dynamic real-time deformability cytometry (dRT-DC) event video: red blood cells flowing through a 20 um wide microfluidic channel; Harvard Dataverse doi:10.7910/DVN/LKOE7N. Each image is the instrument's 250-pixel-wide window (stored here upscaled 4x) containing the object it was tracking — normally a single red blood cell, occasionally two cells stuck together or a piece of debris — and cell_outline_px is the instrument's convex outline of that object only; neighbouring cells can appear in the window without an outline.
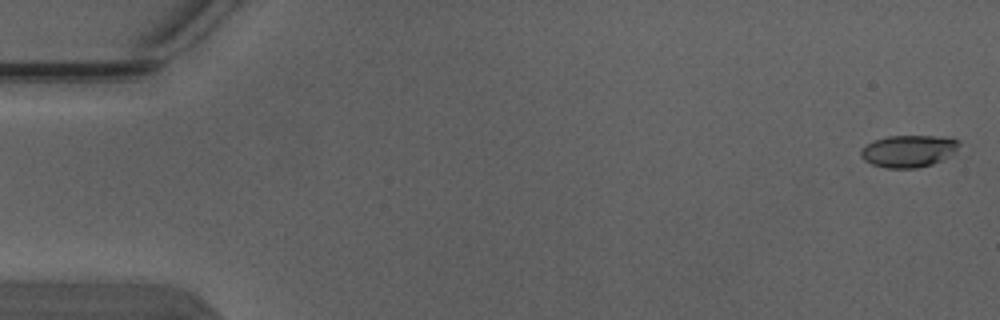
{"species": "Egyptian fruit bat (a non-hibernating species)", "species_latin": "Rousettus aegyptiacus", "temperature_condition": "warm", "stored_images_in_passage": 5, "camera_frame_rate_fps": 3000, "um_per_image_px": 0.085, "animal": {"sex": "male"}, "frame": {"image": 1, "passage_image": 1, "time_ms": 0.0, "image_size_px": [1000, 320], "cell_outline_px": [[960, 144], [952, 152], [940, 160], [932, 164], [916, 168], [888, 168], [872, 164], [864, 160], [860, 156], [860, 148], [872, 140], [888, 136], [948, 136], [956, 140]], "centroid_in_image_um": [77.15, 12.82], "position_along_channel_um": 7.9, "area_um2": 18.26}}
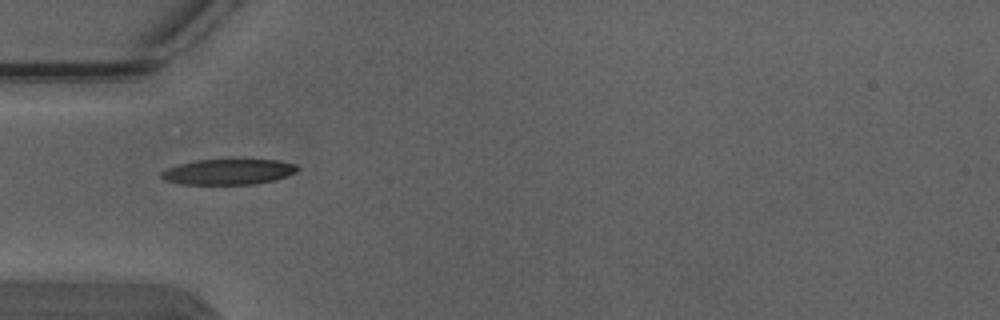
{"frame": {"image": 2, "passage_image": 4, "time_ms": 1.0, "image_size_px": [1000, 320], "cell_outline_px": [[300, 168], [296, 172], [272, 180], [252, 184], [180, 184], [164, 180], [160, 176], [160, 172], [168, 168], [180, 164], [196, 160], [232, 156], [276, 160], [296, 164]], "centroid_in_image_um": [19.41, 14.54], "position_along_channel_um": 65.6, "area_um2": 21.15}}
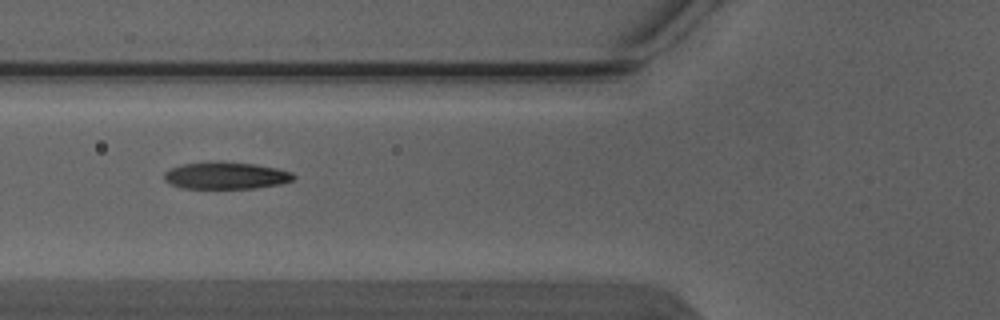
{"frame": {"image": 3, "passage_image": 5, "time_ms": 1.333, "image_size_px": [1000, 320], "cell_outline_px": [[296, 176], [292, 180], [280, 184], [252, 188], [180, 188], [164, 180], [164, 172], [172, 168], [184, 164], [256, 164], [276, 168], [292, 172]], "centroid_in_image_um": [19.23, 14.96], "position_along_channel_um": 106.6, "area_um2": 19.42}}